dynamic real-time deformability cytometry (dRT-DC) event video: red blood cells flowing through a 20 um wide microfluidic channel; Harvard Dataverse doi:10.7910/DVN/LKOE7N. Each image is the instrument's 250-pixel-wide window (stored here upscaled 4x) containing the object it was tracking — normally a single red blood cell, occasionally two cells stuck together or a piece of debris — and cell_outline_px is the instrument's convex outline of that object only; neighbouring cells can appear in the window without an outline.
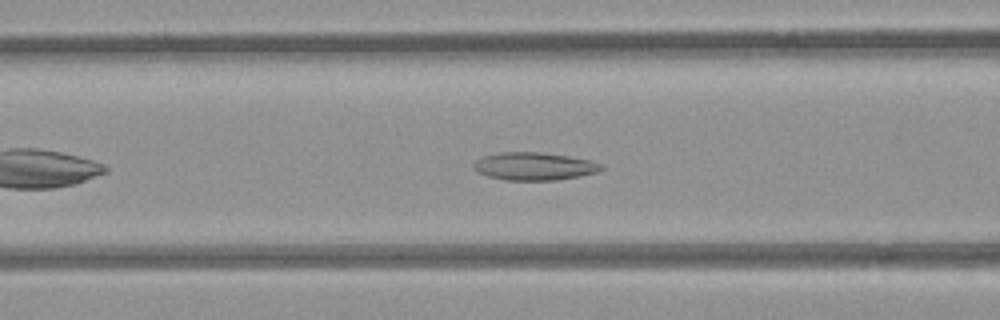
{"species": "common noctule bat (a hibernating species)", "species_latin": "Nyctalus noctula", "temperature_condition": "room temperature", "stored_images_in_passage": 41, "camera_frame_rate_fps": 3000, "um_per_image_px": 0.085, "animal": {"sex": "female", "body_mass_g": 21.9}, "frame": {"image": 1, "passage_image": 9, "time_ms": 2.667, "image_size_px": [1000, 320], "cell_outline_px": [[604, 168], [596, 172], [580, 176], [556, 180], [504, 180], [488, 176], [480, 172], [472, 164], [476, 160], [484, 156], [500, 152], [540, 152], [568, 156], [592, 160], [604, 164]], "centroid_in_image_um": [45.46, 14.13], "position_along_channel_um": 121.1, "area_um2": 20.63}}
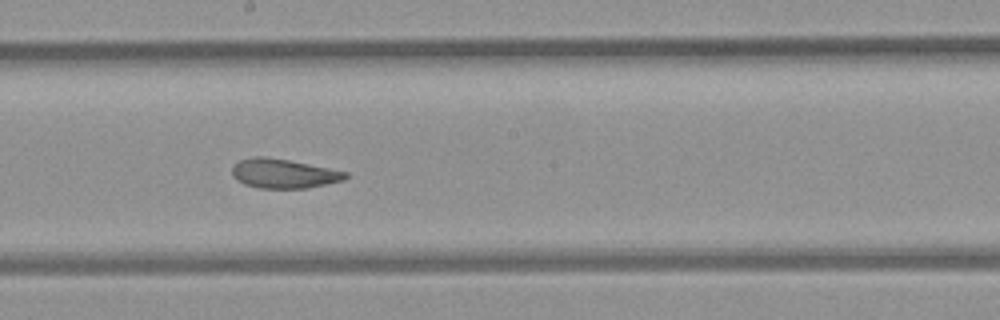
{"frame": {"image": 2, "passage_image": 17, "time_ms": 5.333, "image_size_px": [1000, 320], "cell_outline_px": [[348, 176], [344, 180], [308, 188], [256, 188], [244, 184], [232, 176], [232, 168], [240, 160], [252, 156], [264, 156], [288, 160], [348, 172]], "centroid_in_image_um": [24.09, 14.75], "position_along_channel_um": 224.1, "area_um2": 19.31}}
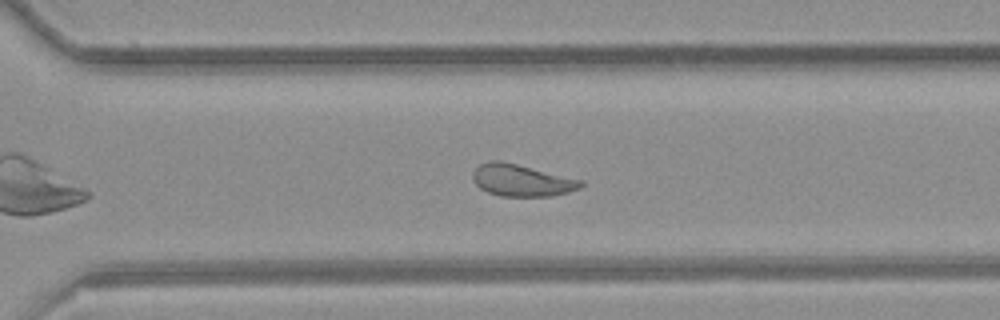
{"frame": {"image": 3, "passage_image": 25, "time_ms": 8.0, "image_size_px": [1000, 320], "cell_outline_px": [[584, 184], [580, 188], [568, 192], [552, 196], [500, 196], [488, 192], [480, 188], [472, 180], [472, 172], [480, 164], [492, 160], [500, 160], [584, 180]], "centroid_in_image_um": [44.34, 15.33], "position_along_channel_um": 326.3, "area_um2": 20.17}, "authors_computed_cell_mechanics": {"area_um2": 21.3282, "velocity_mm_per_s": 3.8516, "shape_relaxation_time_tau1_ms": null, "shape_relaxation_time_tau2_ms": 1.8367, "deformation_change_tau1": null, "deformation_change_tau2": 0.0726}}